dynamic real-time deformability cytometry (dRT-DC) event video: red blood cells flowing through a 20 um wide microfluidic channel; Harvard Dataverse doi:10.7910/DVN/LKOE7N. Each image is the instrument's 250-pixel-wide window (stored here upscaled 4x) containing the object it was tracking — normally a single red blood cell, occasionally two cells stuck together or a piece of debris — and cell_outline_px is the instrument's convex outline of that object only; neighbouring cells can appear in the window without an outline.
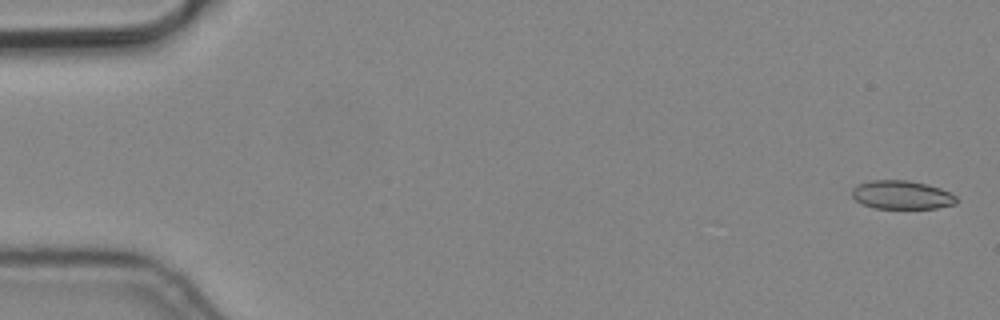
{"species": "common noctule bat (a hibernating species)", "species_latin": "Nyctalus noctula", "temperature_condition": "cold", "stored_images_in_passage": 7, "camera_frame_rate_fps": 3000, "um_per_image_px": 0.085, "animal": {"sex": "male", "body_mass_g": 19.2, "forearm_length_mm": 51.8}, "frame": {"image": 1, "passage_image": 1, "time_ms": 0.0, "image_size_px": [1000, 320], "cell_outline_px": [[956, 204], [936, 208], [876, 208], [864, 204], [856, 200], [852, 196], [852, 188], [860, 184], [872, 180], [904, 180], [924, 184], [940, 188], [956, 196]], "centroid_in_image_um": [76.64, 16.57], "position_along_channel_um": 8.4, "area_um2": 17.05}}